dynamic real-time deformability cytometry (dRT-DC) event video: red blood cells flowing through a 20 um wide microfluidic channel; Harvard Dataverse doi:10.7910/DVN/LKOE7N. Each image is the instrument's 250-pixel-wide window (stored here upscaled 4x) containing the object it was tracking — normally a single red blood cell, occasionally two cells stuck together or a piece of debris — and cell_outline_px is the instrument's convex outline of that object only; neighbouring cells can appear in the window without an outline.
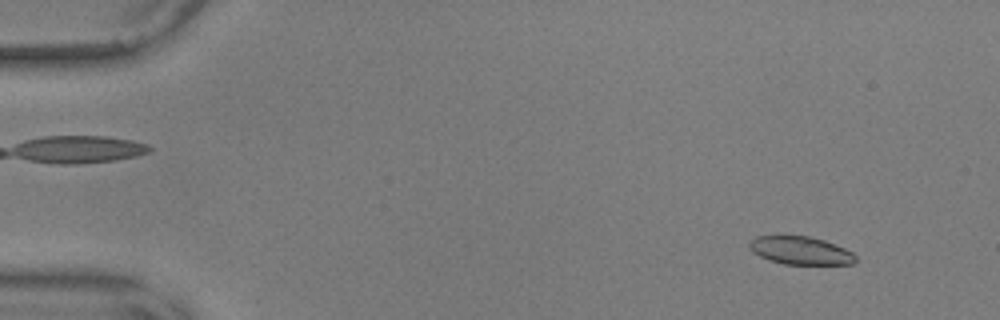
{"species": "common noctule bat (a hibernating species)", "species_latin": "Nyctalus noctula", "temperature_condition": "warm", "stored_images_in_passage": 56, "camera_frame_rate_fps": 3000, "um_per_image_px": 0.085, "animal": {"sex": "male", "body_mass_g": 17.9, "forearm_length_mm": 54.2}, "frame": {"image": 1, "passage_image": 5, "time_ms": 1.333, "image_size_px": [1000, 320], "cell_outline_px": [[856, 260], [852, 264], [784, 264], [768, 260], [752, 252], [748, 244], [756, 236], [808, 236], [824, 240], [844, 248], [852, 252], [856, 256]], "centroid_in_image_um": [68.03, 21.3], "position_along_channel_um": 17.0, "area_um2": 17.22}}
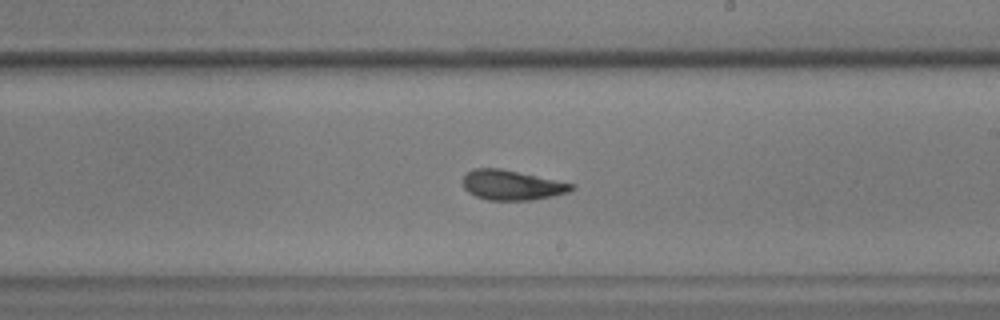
{"frame": {"image": 2, "passage_image": 33, "time_ms": 10.667, "image_size_px": [1000, 320], "cell_outline_px": [[576, 188], [568, 192], [552, 196], [532, 200], [488, 200], [476, 196], [468, 192], [464, 188], [460, 180], [472, 168], [500, 168], [576, 184]], "centroid_in_image_um": [43.49, 15.73], "position_along_channel_um": 245.5, "area_um2": 19.07}}
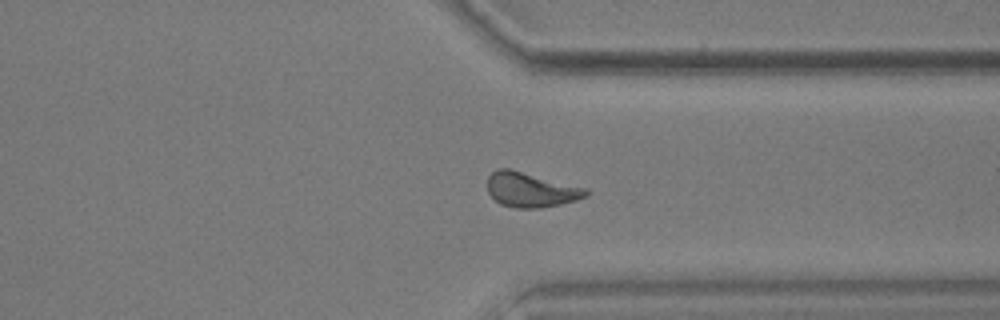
{"frame": {"image": 3, "passage_image": 43, "time_ms": 14.0, "image_size_px": [1000, 320], "cell_outline_px": [[588, 196], [576, 200], [560, 204], [540, 208], [516, 208], [500, 204], [488, 192], [488, 176], [496, 168], [508, 168], [588, 188]], "centroid_in_image_um": [45.13, 16.13], "position_along_channel_um": 366.3, "area_um2": 19.94}, "authors_computed_cell_mechanics": {"area_um2": 19.2763, "velocity_mm_per_s": 3.6265, "shape_relaxation_time_tau1_ms": 9.2267, "shape_relaxation_time_tau2_ms": 2.1399, "deformation_change_tau1": 0.2126, "deformation_change_tau2": 0.0983}}